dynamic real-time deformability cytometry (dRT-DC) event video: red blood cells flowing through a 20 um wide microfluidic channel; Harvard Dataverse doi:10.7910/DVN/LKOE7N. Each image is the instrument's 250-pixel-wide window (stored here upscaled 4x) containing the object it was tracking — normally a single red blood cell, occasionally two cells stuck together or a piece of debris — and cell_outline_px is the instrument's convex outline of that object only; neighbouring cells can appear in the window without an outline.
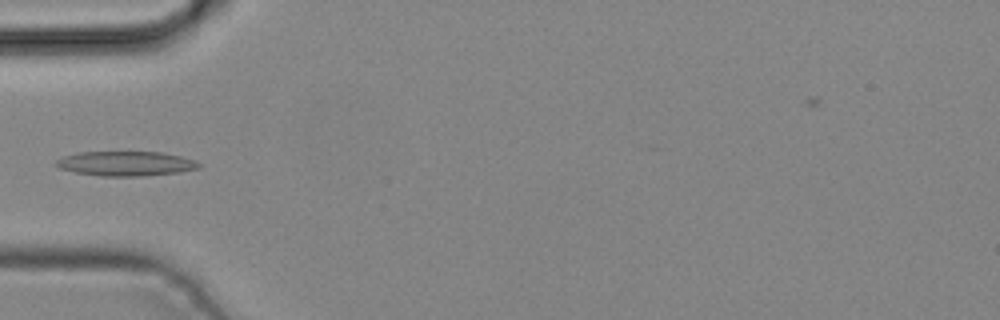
{"species": "common noctule bat (a hibernating species)", "species_latin": "Nyctalus noctula", "temperature_condition": "cold", "stored_images_in_passage": 2, "camera_frame_rate_fps": 3000, "um_per_image_px": 0.085, "animal": {"sex": "male", "body_mass_g": 19.2, "forearm_length_mm": 51.8}, "frame": {"image": 1, "passage_image": 2, "time_ms": 0.333, "image_size_px": [1000, 320], "cell_outline_px": [[200, 168], [180, 172], [144, 176], [100, 176], [76, 172], [60, 168], [56, 164], [56, 160], [64, 156], [80, 152], [160, 152], [180, 156], [196, 160], [200, 164]], "centroid_in_image_um": [10.73, 13.91], "position_along_channel_um": 74.3, "area_um2": 20.4}}